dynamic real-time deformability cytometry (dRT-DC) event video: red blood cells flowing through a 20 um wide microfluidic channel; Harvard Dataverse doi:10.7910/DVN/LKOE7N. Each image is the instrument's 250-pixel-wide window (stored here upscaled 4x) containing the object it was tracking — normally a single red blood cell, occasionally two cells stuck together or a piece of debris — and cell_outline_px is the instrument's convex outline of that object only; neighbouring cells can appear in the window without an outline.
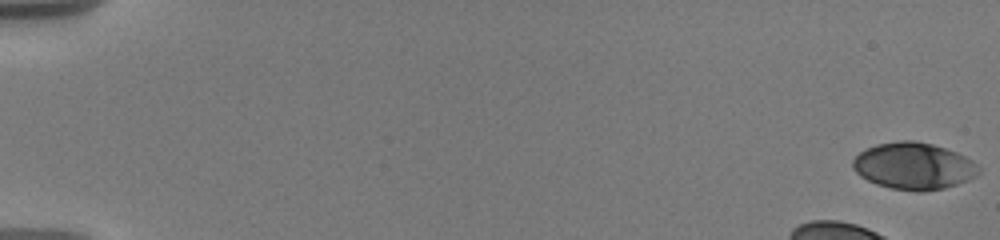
{"species": "human", "species_latin": "Homo sapiens", "temperature_condition": "warm", "stored_images_in_passage": 36, "camera_frame_rate_fps": 3000, "um_per_image_px": 0.085, "donor": {"sex": "male"}, "frame": {"image": 1, "passage_image": 1, "time_ms": 0.0, "image_size_px": [1000, 240], "cell_outline_px": [[980, 172], [976, 176], [968, 180], [944, 188], [924, 192], [916, 192], [892, 188], [876, 184], [860, 176], [852, 168], [852, 160], [860, 152], [876, 144], [900, 140], [916, 140], [932, 144], [956, 152], [972, 160], [980, 168]], "centroid_in_image_um": [77.66, 14.11], "position_along_channel_um": 7.3, "area_um2": 34.45}}
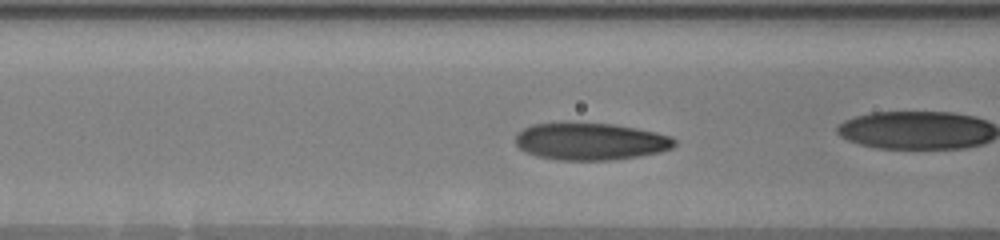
{"frame": {"image": 2, "passage_image": 30, "time_ms": 7.333, "image_size_px": [1000, 240], "cell_outline_px": [[676, 144], [672, 148], [660, 152], [612, 160], [556, 160], [536, 156], [520, 148], [516, 144], [516, 132], [532, 124], [564, 120], [612, 124], [636, 128], [656, 132], [672, 136], [676, 140]], "centroid_in_image_um": [50.15, 11.98], "position_along_channel_um": 116.4, "area_um2": 35.26}}
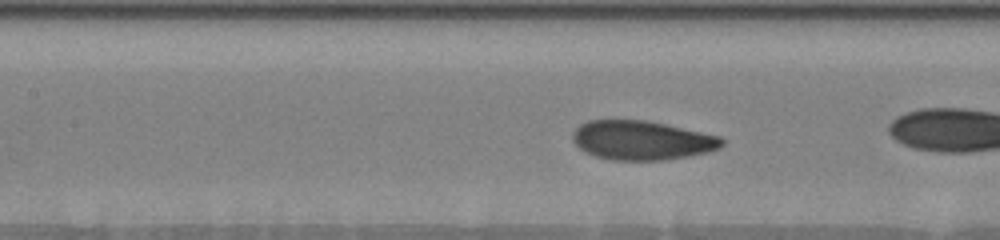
{"frame": {"image": 3, "passage_image": 32, "time_ms": 8.333, "image_size_px": [1000, 240], "cell_outline_px": [[724, 144], [720, 148], [708, 152], [688, 156], [664, 160], [612, 160], [596, 156], [584, 152], [572, 140], [572, 132], [580, 124], [588, 120], [648, 120], [720, 136], [724, 140]], "centroid_in_image_um": [54.55, 11.92], "position_along_channel_um": 152.8, "area_um2": 34.22}}